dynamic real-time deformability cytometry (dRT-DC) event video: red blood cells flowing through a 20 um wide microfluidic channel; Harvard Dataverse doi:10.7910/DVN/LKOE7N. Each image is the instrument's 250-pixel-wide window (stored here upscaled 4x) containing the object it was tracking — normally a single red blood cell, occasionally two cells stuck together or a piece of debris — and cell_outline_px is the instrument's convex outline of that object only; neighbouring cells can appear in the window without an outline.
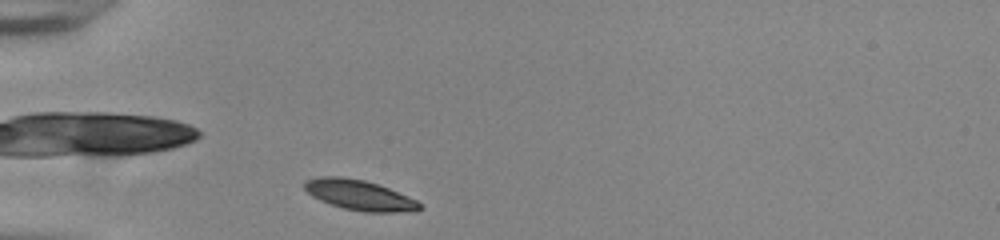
{"species": "common noctule bat (a hibernating species)", "species_latin": "Nyctalus noctula", "temperature_condition": "room temperature", "stored_images_in_passage": 34, "camera_frame_rate_fps": 3000, "um_per_image_px": 0.085, "animal": {"sex": "male", "body_mass_g": 20.0, "forearm_length_mm": 53.3}, "frame": {"image": 1, "passage_image": 1, "time_ms": 0.0, "image_size_px": [1000, 240], "cell_outline_px": [[424, 208], [416, 212], [364, 212], [344, 208], [320, 200], [312, 196], [304, 188], [304, 180], [320, 176], [340, 176], [364, 180], [388, 188], [408, 196], [416, 200]], "centroid_in_image_um": [30.57, 16.59], "position_along_channel_um": 54.4, "area_um2": 20.29}}
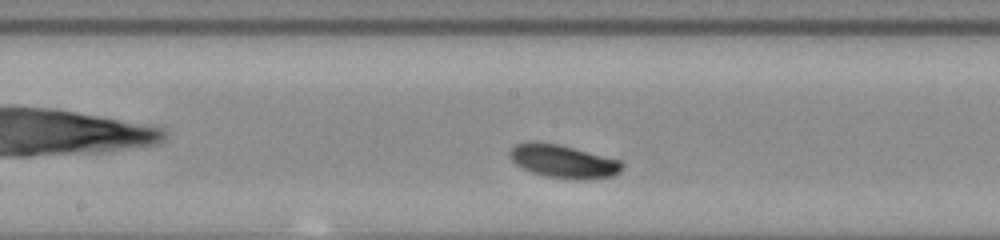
{"frame": {"image": 2, "passage_image": 14, "time_ms": 4.333, "image_size_px": [1000, 240], "cell_outline_px": [[624, 164], [620, 172], [612, 176], [588, 180], [584, 180], [544, 176], [520, 168], [508, 156], [508, 152], [516, 144], [528, 140], [532, 140], [556, 144], [620, 160]], "centroid_in_image_um": [47.83, 13.71], "position_along_channel_um": 200.4, "area_um2": 21.79}}
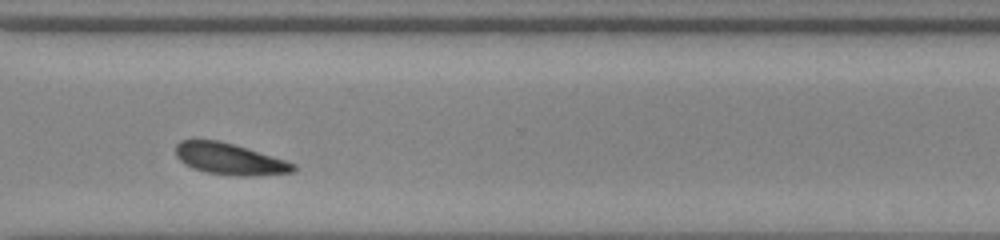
{"frame": {"image": 3, "passage_image": 26, "time_ms": 8.333, "image_size_px": [1000, 240], "cell_outline_px": [[296, 172], [256, 176], [236, 176], [204, 172], [192, 168], [184, 164], [176, 156], [176, 144], [180, 140], [216, 140], [248, 148], [296, 164]], "centroid_in_image_um": [19.52, 13.53], "position_along_channel_um": 351.1, "area_um2": 21.62}, "authors_computed_cell_mechanics": {"area_um2": 21.3282, "velocity_mm_per_s": 3.7739, "shape_relaxation_time_tau1_ms": null, "shape_relaxation_time_tau2_ms": 6.265, "deformation_change_tau1": null, "deformation_change_tau2": 0.0748}}